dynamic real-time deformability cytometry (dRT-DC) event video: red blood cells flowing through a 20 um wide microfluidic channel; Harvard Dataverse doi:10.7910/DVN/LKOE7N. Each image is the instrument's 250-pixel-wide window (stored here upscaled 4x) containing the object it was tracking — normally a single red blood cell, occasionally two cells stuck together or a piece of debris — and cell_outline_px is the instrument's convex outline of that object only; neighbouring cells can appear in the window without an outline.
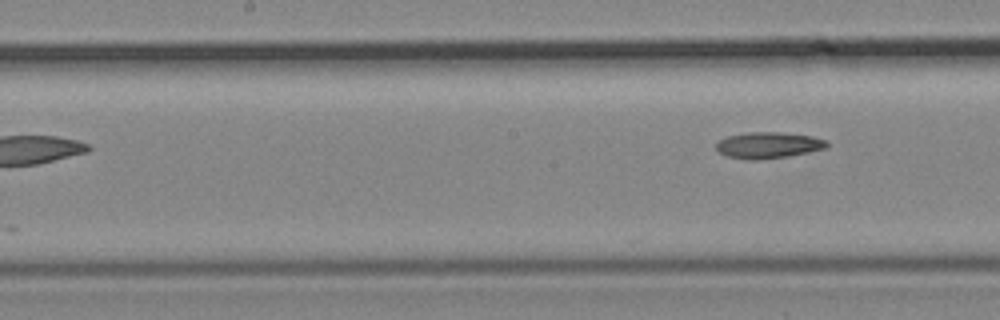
{"species": "common noctule bat (a hibernating species)", "species_latin": "Nyctalus noctula", "temperature_condition": "cold", "stored_images_in_passage": 8, "camera_frame_rate_fps": 3000, "um_per_image_px": 0.085, "animal": {"sex": "male", "body_mass_g": 19.2, "forearm_length_mm": 51.8}, "frame": {"image": 1, "passage_image": 8, "time_ms": 2.333, "image_size_px": [1000, 320], "cell_outline_px": [[828, 148], [788, 156], [760, 160], [744, 160], [728, 156], [716, 152], [716, 140], [728, 136], [748, 132], [780, 132], [812, 136], [828, 140]], "centroid_in_image_um": [65.28, 12.34], "position_along_channel_um": 182.9, "area_um2": 17.22}}